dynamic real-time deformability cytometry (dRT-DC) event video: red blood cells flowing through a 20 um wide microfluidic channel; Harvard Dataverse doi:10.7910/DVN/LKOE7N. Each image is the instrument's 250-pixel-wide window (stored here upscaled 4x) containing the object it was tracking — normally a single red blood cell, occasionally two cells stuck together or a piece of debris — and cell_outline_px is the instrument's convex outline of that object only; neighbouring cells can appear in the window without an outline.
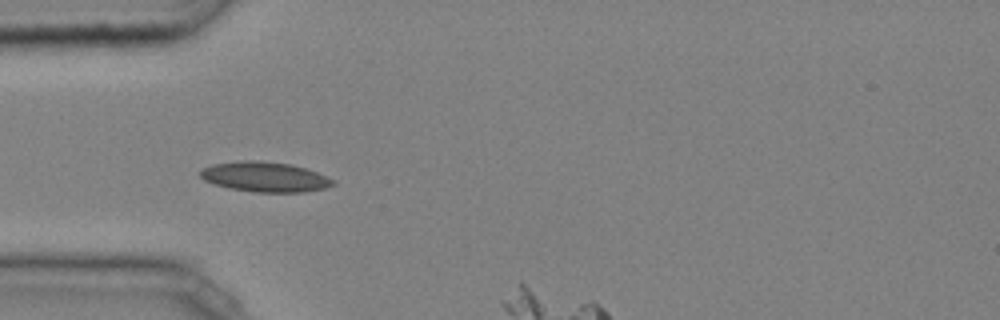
{"species": "common noctule bat (a hibernating species)", "species_latin": "Nyctalus noctula", "temperature_condition": "cold", "stored_images_in_passage": 31, "camera_frame_rate_fps": 3000, "um_per_image_px": 0.085, "animal": {"sex": "male", "body_mass_g": 20.4}, "frame": {"image": 1, "passage_image": 1, "time_ms": 0.0, "image_size_px": [1000, 320], "cell_outline_px": [[336, 184], [324, 188], [304, 192], [252, 192], [228, 188], [204, 180], [200, 176], [200, 172], [204, 168], [212, 164], [244, 160], [260, 160], [292, 164], [316, 172], [336, 180]], "centroid_in_image_um": [22.53, 15.03], "position_along_channel_um": 62.5, "area_um2": 23.24}, "authors_computed_cell_mechanics": {"area_um2": 20.9236, "velocity_mm_per_s": 4.0293, "shape_relaxation_time_tau1_ms": 6.4753, "shape_relaxation_time_tau2_ms": 4.3959, "deformation_change_tau1": 0.1062, "deformation_change_tau2": 0.0596}}